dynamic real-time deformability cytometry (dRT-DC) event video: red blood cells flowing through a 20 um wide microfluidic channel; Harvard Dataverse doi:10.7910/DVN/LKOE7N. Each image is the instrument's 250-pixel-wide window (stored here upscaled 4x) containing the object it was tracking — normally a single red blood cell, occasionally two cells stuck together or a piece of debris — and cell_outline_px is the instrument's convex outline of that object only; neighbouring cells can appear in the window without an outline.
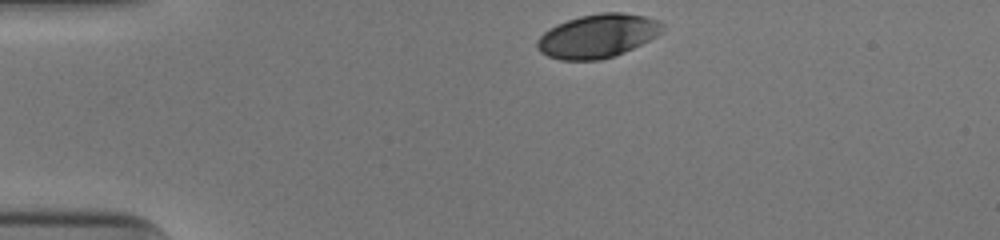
{"species": "human", "species_latin": "Homo sapiens", "temperature_condition": "cold", "stored_images_in_passage": 33, "camera_frame_rate_fps": 3000, "um_per_image_px": 0.085, "donor": {"sex": "male"}, "frame": {"image": 1, "passage_image": 1, "time_ms": 0.0, "image_size_px": [1000, 240], "cell_outline_px": [[664, 28], [656, 36], [624, 52], [600, 60], [560, 60], [548, 56], [540, 52], [536, 48], [536, 40], [548, 28], [556, 24], [580, 16], [600, 12], [620, 12], [644, 16], [656, 20], [664, 24]], "centroid_in_image_um": [50.75, 3.05], "position_along_channel_um": 34.2, "area_um2": 31.73}}
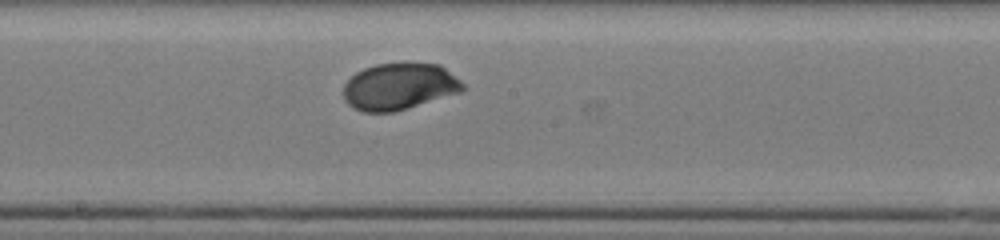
{"frame": {"image": 2, "passage_image": 19, "time_ms": 6.0, "image_size_px": [1000, 240], "cell_outline_px": [[464, 88], [460, 92], [408, 108], [392, 112], [364, 112], [352, 108], [344, 100], [344, 84], [356, 72], [364, 68], [376, 64], [440, 64], [460, 80], [464, 84]], "centroid_in_image_um": [33.91, 7.37], "position_along_channel_um": 214.3, "area_um2": 32.19}}
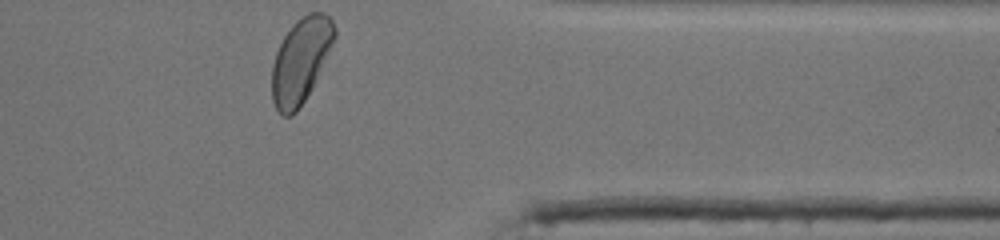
{"frame": {"image": 3, "passage_image": 33, "time_ms": 10.667, "image_size_px": [1000, 240], "cell_outline_px": [[336, 36], [312, 88], [296, 112], [292, 116], [284, 116], [276, 108], [272, 100], [272, 64], [276, 52], [284, 36], [296, 20], [308, 12], [324, 12], [332, 20], [336, 28]], "centroid_in_image_um": [25.56, 5.12], "position_along_channel_um": 385.8, "area_um2": 30.75}, "authors_computed_cell_mechanics": {"area_um2": 32.2524, "velocity_mm_per_s": 3.9016, "shape_relaxation_time_tau1_ms": 2.2962, "shape_relaxation_time_tau2_ms": null, "deformation_change_tau1": 0.1198, "deformation_change_tau2": null}}